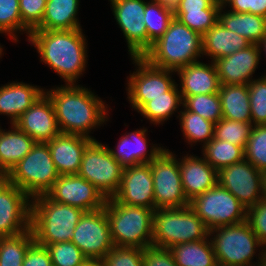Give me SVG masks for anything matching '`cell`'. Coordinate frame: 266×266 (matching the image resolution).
<instances>
[{"instance_id": "2e32d148", "label": "cell", "mask_w": 266, "mask_h": 266, "mask_svg": "<svg viewBox=\"0 0 266 266\" xmlns=\"http://www.w3.org/2000/svg\"><path fill=\"white\" fill-rule=\"evenodd\" d=\"M218 184L226 188L246 208L263 199L261 171L243 159L217 171Z\"/></svg>"}, {"instance_id": "7dc6e473", "label": "cell", "mask_w": 266, "mask_h": 266, "mask_svg": "<svg viewBox=\"0 0 266 266\" xmlns=\"http://www.w3.org/2000/svg\"><path fill=\"white\" fill-rule=\"evenodd\" d=\"M143 266H177L169 248L149 246L143 249Z\"/></svg>"}, {"instance_id": "f5cc1de1", "label": "cell", "mask_w": 266, "mask_h": 266, "mask_svg": "<svg viewBox=\"0 0 266 266\" xmlns=\"http://www.w3.org/2000/svg\"><path fill=\"white\" fill-rule=\"evenodd\" d=\"M257 254L255 257L257 259V256H258V260H257L258 265L257 266H266V246H263L261 252H259Z\"/></svg>"}, {"instance_id": "836d02e7", "label": "cell", "mask_w": 266, "mask_h": 266, "mask_svg": "<svg viewBox=\"0 0 266 266\" xmlns=\"http://www.w3.org/2000/svg\"><path fill=\"white\" fill-rule=\"evenodd\" d=\"M201 148V156L217 171L244 159V148L228 141L213 138Z\"/></svg>"}, {"instance_id": "277c9868", "label": "cell", "mask_w": 266, "mask_h": 266, "mask_svg": "<svg viewBox=\"0 0 266 266\" xmlns=\"http://www.w3.org/2000/svg\"><path fill=\"white\" fill-rule=\"evenodd\" d=\"M84 211L78 207L60 204L46 194L31 200V229L35 242L41 246L69 242Z\"/></svg>"}, {"instance_id": "9a60e30c", "label": "cell", "mask_w": 266, "mask_h": 266, "mask_svg": "<svg viewBox=\"0 0 266 266\" xmlns=\"http://www.w3.org/2000/svg\"><path fill=\"white\" fill-rule=\"evenodd\" d=\"M116 23L122 31L131 57L147 52V30L143 23L145 0H109Z\"/></svg>"}, {"instance_id": "cb8c5ba5", "label": "cell", "mask_w": 266, "mask_h": 266, "mask_svg": "<svg viewBox=\"0 0 266 266\" xmlns=\"http://www.w3.org/2000/svg\"><path fill=\"white\" fill-rule=\"evenodd\" d=\"M209 62L207 64L198 61L175 71L180 79L181 97L218 93L221 83L214 63L210 60Z\"/></svg>"}, {"instance_id": "91938a15", "label": "cell", "mask_w": 266, "mask_h": 266, "mask_svg": "<svg viewBox=\"0 0 266 266\" xmlns=\"http://www.w3.org/2000/svg\"><path fill=\"white\" fill-rule=\"evenodd\" d=\"M2 34V32H0ZM3 47L2 45L0 44V58H2V55H3Z\"/></svg>"}, {"instance_id": "9f6ffc18", "label": "cell", "mask_w": 266, "mask_h": 266, "mask_svg": "<svg viewBox=\"0 0 266 266\" xmlns=\"http://www.w3.org/2000/svg\"><path fill=\"white\" fill-rule=\"evenodd\" d=\"M232 0H215V5L219 8H226Z\"/></svg>"}, {"instance_id": "6da1fadb", "label": "cell", "mask_w": 266, "mask_h": 266, "mask_svg": "<svg viewBox=\"0 0 266 266\" xmlns=\"http://www.w3.org/2000/svg\"><path fill=\"white\" fill-rule=\"evenodd\" d=\"M52 101L61 133L73 134L96 140L92 129L103 126L109 120V106L94 92L77 84H65L45 89ZM108 108V109H107Z\"/></svg>"}, {"instance_id": "8d00e7d4", "label": "cell", "mask_w": 266, "mask_h": 266, "mask_svg": "<svg viewBox=\"0 0 266 266\" xmlns=\"http://www.w3.org/2000/svg\"><path fill=\"white\" fill-rule=\"evenodd\" d=\"M0 32L15 43L19 33L29 37L31 30L22 22L19 0H0Z\"/></svg>"}, {"instance_id": "44dd1931", "label": "cell", "mask_w": 266, "mask_h": 266, "mask_svg": "<svg viewBox=\"0 0 266 266\" xmlns=\"http://www.w3.org/2000/svg\"><path fill=\"white\" fill-rule=\"evenodd\" d=\"M147 132L148 129L144 127L130 133L126 132L125 135L121 136L114 149H111L108 145L106 146L112 157L123 167L150 163L165 147L152 143L149 151Z\"/></svg>"}, {"instance_id": "680465c9", "label": "cell", "mask_w": 266, "mask_h": 266, "mask_svg": "<svg viewBox=\"0 0 266 266\" xmlns=\"http://www.w3.org/2000/svg\"><path fill=\"white\" fill-rule=\"evenodd\" d=\"M6 179L5 173L0 169V184Z\"/></svg>"}, {"instance_id": "6f0895ef", "label": "cell", "mask_w": 266, "mask_h": 266, "mask_svg": "<svg viewBox=\"0 0 266 266\" xmlns=\"http://www.w3.org/2000/svg\"><path fill=\"white\" fill-rule=\"evenodd\" d=\"M258 47H259L260 52L264 51L265 55H266V34L261 39V41L258 43ZM264 75H266V74L264 73Z\"/></svg>"}, {"instance_id": "7a4b0ae2", "label": "cell", "mask_w": 266, "mask_h": 266, "mask_svg": "<svg viewBox=\"0 0 266 266\" xmlns=\"http://www.w3.org/2000/svg\"><path fill=\"white\" fill-rule=\"evenodd\" d=\"M41 60L65 84H77L88 64L87 39L82 28L73 30H32L28 40Z\"/></svg>"}, {"instance_id": "f1b7e54d", "label": "cell", "mask_w": 266, "mask_h": 266, "mask_svg": "<svg viewBox=\"0 0 266 266\" xmlns=\"http://www.w3.org/2000/svg\"><path fill=\"white\" fill-rule=\"evenodd\" d=\"M223 9H219L218 21L226 29L246 38L252 44H258L265 36L266 18L252 13H236Z\"/></svg>"}, {"instance_id": "7c38bea8", "label": "cell", "mask_w": 266, "mask_h": 266, "mask_svg": "<svg viewBox=\"0 0 266 266\" xmlns=\"http://www.w3.org/2000/svg\"><path fill=\"white\" fill-rule=\"evenodd\" d=\"M150 166L155 209L188 206L189 201L183 189L177 155L165 148L150 162Z\"/></svg>"}, {"instance_id": "52a82bcc", "label": "cell", "mask_w": 266, "mask_h": 266, "mask_svg": "<svg viewBox=\"0 0 266 266\" xmlns=\"http://www.w3.org/2000/svg\"><path fill=\"white\" fill-rule=\"evenodd\" d=\"M209 239L218 263L232 266L258 265L253 260L263 245L247 221L210 229Z\"/></svg>"}, {"instance_id": "8fae6325", "label": "cell", "mask_w": 266, "mask_h": 266, "mask_svg": "<svg viewBox=\"0 0 266 266\" xmlns=\"http://www.w3.org/2000/svg\"><path fill=\"white\" fill-rule=\"evenodd\" d=\"M131 60L136 71L127 76L126 91L129 104L137 112L152 98L168 97V91L177 82L172 77L174 70L154 67L143 57H131Z\"/></svg>"}, {"instance_id": "816d5d0a", "label": "cell", "mask_w": 266, "mask_h": 266, "mask_svg": "<svg viewBox=\"0 0 266 266\" xmlns=\"http://www.w3.org/2000/svg\"><path fill=\"white\" fill-rule=\"evenodd\" d=\"M160 3L162 6L172 9L173 11L179 5V0H152Z\"/></svg>"}, {"instance_id": "f6af8a7d", "label": "cell", "mask_w": 266, "mask_h": 266, "mask_svg": "<svg viewBox=\"0 0 266 266\" xmlns=\"http://www.w3.org/2000/svg\"><path fill=\"white\" fill-rule=\"evenodd\" d=\"M246 221L257 235L260 243L266 246V200L262 199L247 208Z\"/></svg>"}, {"instance_id": "7402d4cb", "label": "cell", "mask_w": 266, "mask_h": 266, "mask_svg": "<svg viewBox=\"0 0 266 266\" xmlns=\"http://www.w3.org/2000/svg\"><path fill=\"white\" fill-rule=\"evenodd\" d=\"M179 168L188 201L205 193L218 183L217 170L204 157L187 153L179 158Z\"/></svg>"}, {"instance_id": "1f68e13d", "label": "cell", "mask_w": 266, "mask_h": 266, "mask_svg": "<svg viewBox=\"0 0 266 266\" xmlns=\"http://www.w3.org/2000/svg\"><path fill=\"white\" fill-rule=\"evenodd\" d=\"M178 85L176 83L168 91V97L152 98V100L146 102L137 112L146 118V120L148 119L151 124L162 125L182 106L183 100Z\"/></svg>"}, {"instance_id": "d6a6232c", "label": "cell", "mask_w": 266, "mask_h": 266, "mask_svg": "<svg viewBox=\"0 0 266 266\" xmlns=\"http://www.w3.org/2000/svg\"><path fill=\"white\" fill-rule=\"evenodd\" d=\"M183 109L178 111L177 119L179 118L180 129L185 137L186 143L191 145V148L198 142L204 147L211 139L214 138V125L212 121L202 118L194 112ZM201 142V143H200ZM195 143V144H194ZM193 145V146H192Z\"/></svg>"}, {"instance_id": "f907efd6", "label": "cell", "mask_w": 266, "mask_h": 266, "mask_svg": "<svg viewBox=\"0 0 266 266\" xmlns=\"http://www.w3.org/2000/svg\"><path fill=\"white\" fill-rule=\"evenodd\" d=\"M212 0H179L174 12H202V10H219Z\"/></svg>"}, {"instance_id": "681fc988", "label": "cell", "mask_w": 266, "mask_h": 266, "mask_svg": "<svg viewBox=\"0 0 266 266\" xmlns=\"http://www.w3.org/2000/svg\"><path fill=\"white\" fill-rule=\"evenodd\" d=\"M227 7L236 13H252L266 18V0H232Z\"/></svg>"}, {"instance_id": "ba28073f", "label": "cell", "mask_w": 266, "mask_h": 266, "mask_svg": "<svg viewBox=\"0 0 266 266\" xmlns=\"http://www.w3.org/2000/svg\"><path fill=\"white\" fill-rule=\"evenodd\" d=\"M59 178L47 143L36 142L31 151L6 175V179L31 199L46 194Z\"/></svg>"}, {"instance_id": "ffe728a7", "label": "cell", "mask_w": 266, "mask_h": 266, "mask_svg": "<svg viewBox=\"0 0 266 266\" xmlns=\"http://www.w3.org/2000/svg\"><path fill=\"white\" fill-rule=\"evenodd\" d=\"M261 52L258 44L213 61L222 85L248 84L260 64Z\"/></svg>"}, {"instance_id": "b9f144b4", "label": "cell", "mask_w": 266, "mask_h": 266, "mask_svg": "<svg viewBox=\"0 0 266 266\" xmlns=\"http://www.w3.org/2000/svg\"><path fill=\"white\" fill-rule=\"evenodd\" d=\"M52 266H80L87 258L71 241L47 245Z\"/></svg>"}, {"instance_id": "74e56055", "label": "cell", "mask_w": 266, "mask_h": 266, "mask_svg": "<svg viewBox=\"0 0 266 266\" xmlns=\"http://www.w3.org/2000/svg\"><path fill=\"white\" fill-rule=\"evenodd\" d=\"M182 100V106L187 111L197 113L208 121L217 123L223 118L219 93L182 97Z\"/></svg>"}, {"instance_id": "d590c367", "label": "cell", "mask_w": 266, "mask_h": 266, "mask_svg": "<svg viewBox=\"0 0 266 266\" xmlns=\"http://www.w3.org/2000/svg\"><path fill=\"white\" fill-rule=\"evenodd\" d=\"M35 242L32 229L12 237H0V266H22L28 248Z\"/></svg>"}, {"instance_id": "ee69618b", "label": "cell", "mask_w": 266, "mask_h": 266, "mask_svg": "<svg viewBox=\"0 0 266 266\" xmlns=\"http://www.w3.org/2000/svg\"><path fill=\"white\" fill-rule=\"evenodd\" d=\"M102 262L104 266H143V249L114 246Z\"/></svg>"}, {"instance_id": "7bdbcfd3", "label": "cell", "mask_w": 266, "mask_h": 266, "mask_svg": "<svg viewBox=\"0 0 266 266\" xmlns=\"http://www.w3.org/2000/svg\"><path fill=\"white\" fill-rule=\"evenodd\" d=\"M218 14L219 10H202V12H174V17L203 36L218 22Z\"/></svg>"}, {"instance_id": "f35d334b", "label": "cell", "mask_w": 266, "mask_h": 266, "mask_svg": "<svg viewBox=\"0 0 266 266\" xmlns=\"http://www.w3.org/2000/svg\"><path fill=\"white\" fill-rule=\"evenodd\" d=\"M253 126L252 123L222 118L214 125V138L245 148Z\"/></svg>"}, {"instance_id": "5b68a950", "label": "cell", "mask_w": 266, "mask_h": 266, "mask_svg": "<svg viewBox=\"0 0 266 266\" xmlns=\"http://www.w3.org/2000/svg\"><path fill=\"white\" fill-rule=\"evenodd\" d=\"M104 208L114 246H152L153 209L122 204L114 197L106 200Z\"/></svg>"}, {"instance_id": "d4e9b609", "label": "cell", "mask_w": 266, "mask_h": 266, "mask_svg": "<svg viewBox=\"0 0 266 266\" xmlns=\"http://www.w3.org/2000/svg\"><path fill=\"white\" fill-rule=\"evenodd\" d=\"M45 89L34 84L8 82L0 86V115L10 118L14 124L43 94Z\"/></svg>"}, {"instance_id": "3957f363", "label": "cell", "mask_w": 266, "mask_h": 266, "mask_svg": "<svg viewBox=\"0 0 266 266\" xmlns=\"http://www.w3.org/2000/svg\"><path fill=\"white\" fill-rule=\"evenodd\" d=\"M202 56V35L174 17L165 33L152 43L143 58L154 67L176 71L200 61L198 59Z\"/></svg>"}, {"instance_id": "4dcf8cb0", "label": "cell", "mask_w": 266, "mask_h": 266, "mask_svg": "<svg viewBox=\"0 0 266 266\" xmlns=\"http://www.w3.org/2000/svg\"><path fill=\"white\" fill-rule=\"evenodd\" d=\"M177 266H216L217 259L209 236L169 248Z\"/></svg>"}, {"instance_id": "e575fe53", "label": "cell", "mask_w": 266, "mask_h": 266, "mask_svg": "<svg viewBox=\"0 0 266 266\" xmlns=\"http://www.w3.org/2000/svg\"><path fill=\"white\" fill-rule=\"evenodd\" d=\"M174 19V11L155 1L146 0L143 23L147 30V51L159 39Z\"/></svg>"}, {"instance_id": "c3c4849f", "label": "cell", "mask_w": 266, "mask_h": 266, "mask_svg": "<svg viewBox=\"0 0 266 266\" xmlns=\"http://www.w3.org/2000/svg\"><path fill=\"white\" fill-rule=\"evenodd\" d=\"M22 266H52L48 249L34 242L28 248Z\"/></svg>"}, {"instance_id": "f546056e", "label": "cell", "mask_w": 266, "mask_h": 266, "mask_svg": "<svg viewBox=\"0 0 266 266\" xmlns=\"http://www.w3.org/2000/svg\"><path fill=\"white\" fill-rule=\"evenodd\" d=\"M223 118L252 123L248 84L222 85L218 91Z\"/></svg>"}, {"instance_id": "4316f807", "label": "cell", "mask_w": 266, "mask_h": 266, "mask_svg": "<svg viewBox=\"0 0 266 266\" xmlns=\"http://www.w3.org/2000/svg\"><path fill=\"white\" fill-rule=\"evenodd\" d=\"M0 126V169L7 175L35 145V141L15 124L6 131Z\"/></svg>"}, {"instance_id": "484cf974", "label": "cell", "mask_w": 266, "mask_h": 266, "mask_svg": "<svg viewBox=\"0 0 266 266\" xmlns=\"http://www.w3.org/2000/svg\"><path fill=\"white\" fill-rule=\"evenodd\" d=\"M202 44L203 56L206 55L213 62L247 48L252 43L235 32L226 29L218 21L202 36Z\"/></svg>"}, {"instance_id": "94428289", "label": "cell", "mask_w": 266, "mask_h": 266, "mask_svg": "<svg viewBox=\"0 0 266 266\" xmlns=\"http://www.w3.org/2000/svg\"><path fill=\"white\" fill-rule=\"evenodd\" d=\"M216 266H232V265H224V264H221V263H217Z\"/></svg>"}, {"instance_id": "60d3db41", "label": "cell", "mask_w": 266, "mask_h": 266, "mask_svg": "<svg viewBox=\"0 0 266 266\" xmlns=\"http://www.w3.org/2000/svg\"><path fill=\"white\" fill-rule=\"evenodd\" d=\"M250 110L253 125H266V75L248 83Z\"/></svg>"}, {"instance_id": "11a10c76", "label": "cell", "mask_w": 266, "mask_h": 266, "mask_svg": "<svg viewBox=\"0 0 266 266\" xmlns=\"http://www.w3.org/2000/svg\"><path fill=\"white\" fill-rule=\"evenodd\" d=\"M80 266H104L102 260L87 259Z\"/></svg>"}, {"instance_id": "e0dca14e", "label": "cell", "mask_w": 266, "mask_h": 266, "mask_svg": "<svg viewBox=\"0 0 266 266\" xmlns=\"http://www.w3.org/2000/svg\"><path fill=\"white\" fill-rule=\"evenodd\" d=\"M46 195L57 203L78 207L83 211L103 208L106 203L96 187L78 174L59 175Z\"/></svg>"}, {"instance_id": "4fadbf2b", "label": "cell", "mask_w": 266, "mask_h": 266, "mask_svg": "<svg viewBox=\"0 0 266 266\" xmlns=\"http://www.w3.org/2000/svg\"><path fill=\"white\" fill-rule=\"evenodd\" d=\"M87 259L102 260L114 247L105 208L84 211L71 239Z\"/></svg>"}, {"instance_id": "30bf717a", "label": "cell", "mask_w": 266, "mask_h": 266, "mask_svg": "<svg viewBox=\"0 0 266 266\" xmlns=\"http://www.w3.org/2000/svg\"><path fill=\"white\" fill-rule=\"evenodd\" d=\"M189 206L209 230L246 221L247 208L218 183L189 201Z\"/></svg>"}, {"instance_id": "bcb514c9", "label": "cell", "mask_w": 266, "mask_h": 266, "mask_svg": "<svg viewBox=\"0 0 266 266\" xmlns=\"http://www.w3.org/2000/svg\"><path fill=\"white\" fill-rule=\"evenodd\" d=\"M22 22L32 31L43 20L45 0H19Z\"/></svg>"}, {"instance_id": "8992f818", "label": "cell", "mask_w": 266, "mask_h": 266, "mask_svg": "<svg viewBox=\"0 0 266 266\" xmlns=\"http://www.w3.org/2000/svg\"><path fill=\"white\" fill-rule=\"evenodd\" d=\"M209 229L190 208H160L153 213L152 246H172L206 239Z\"/></svg>"}, {"instance_id": "9c48e42d", "label": "cell", "mask_w": 266, "mask_h": 266, "mask_svg": "<svg viewBox=\"0 0 266 266\" xmlns=\"http://www.w3.org/2000/svg\"><path fill=\"white\" fill-rule=\"evenodd\" d=\"M124 167L115 160L108 147L93 140L85 149L78 175L90 182L107 200L121 185Z\"/></svg>"}, {"instance_id": "db71d44e", "label": "cell", "mask_w": 266, "mask_h": 266, "mask_svg": "<svg viewBox=\"0 0 266 266\" xmlns=\"http://www.w3.org/2000/svg\"><path fill=\"white\" fill-rule=\"evenodd\" d=\"M262 196L266 200V169L261 171Z\"/></svg>"}, {"instance_id": "ab89813d", "label": "cell", "mask_w": 266, "mask_h": 266, "mask_svg": "<svg viewBox=\"0 0 266 266\" xmlns=\"http://www.w3.org/2000/svg\"><path fill=\"white\" fill-rule=\"evenodd\" d=\"M244 159L257 170L266 169V125H254L244 148Z\"/></svg>"}, {"instance_id": "d6986e66", "label": "cell", "mask_w": 266, "mask_h": 266, "mask_svg": "<svg viewBox=\"0 0 266 266\" xmlns=\"http://www.w3.org/2000/svg\"><path fill=\"white\" fill-rule=\"evenodd\" d=\"M14 124L35 142L46 143L61 133L53 103L45 93Z\"/></svg>"}, {"instance_id": "603a6c76", "label": "cell", "mask_w": 266, "mask_h": 266, "mask_svg": "<svg viewBox=\"0 0 266 266\" xmlns=\"http://www.w3.org/2000/svg\"><path fill=\"white\" fill-rule=\"evenodd\" d=\"M92 141L84 136L60 133L46 142L58 174H78L83 153Z\"/></svg>"}, {"instance_id": "5bb4252c", "label": "cell", "mask_w": 266, "mask_h": 266, "mask_svg": "<svg viewBox=\"0 0 266 266\" xmlns=\"http://www.w3.org/2000/svg\"><path fill=\"white\" fill-rule=\"evenodd\" d=\"M31 198L5 179L0 184V237H12L31 229Z\"/></svg>"}, {"instance_id": "83f0119b", "label": "cell", "mask_w": 266, "mask_h": 266, "mask_svg": "<svg viewBox=\"0 0 266 266\" xmlns=\"http://www.w3.org/2000/svg\"><path fill=\"white\" fill-rule=\"evenodd\" d=\"M80 0H48L42 22L34 30H73L80 29Z\"/></svg>"}, {"instance_id": "ac0fdd59", "label": "cell", "mask_w": 266, "mask_h": 266, "mask_svg": "<svg viewBox=\"0 0 266 266\" xmlns=\"http://www.w3.org/2000/svg\"><path fill=\"white\" fill-rule=\"evenodd\" d=\"M150 163L124 167L121 185L114 198L122 204L155 210Z\"/></svg>"}]
</instances>
